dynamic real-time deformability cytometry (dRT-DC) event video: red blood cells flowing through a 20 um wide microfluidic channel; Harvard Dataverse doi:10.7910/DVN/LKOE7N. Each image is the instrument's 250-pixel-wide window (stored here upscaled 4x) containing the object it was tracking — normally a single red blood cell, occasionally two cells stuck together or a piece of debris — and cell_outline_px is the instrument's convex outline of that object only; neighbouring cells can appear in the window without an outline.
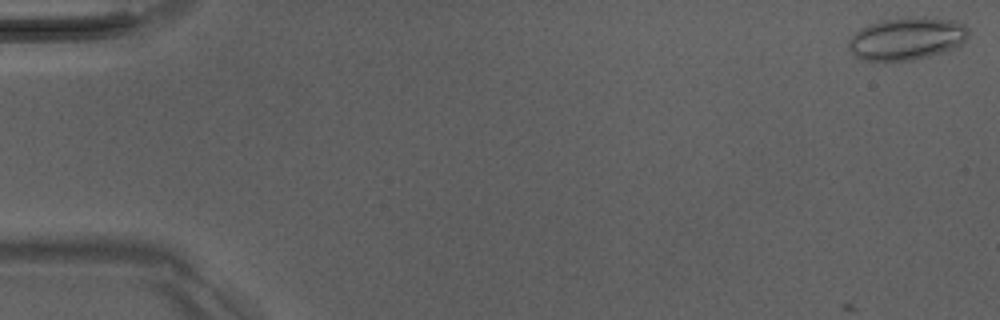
{"species": "Egyptian fruit bat (a non-hibernating species)", "species_latin": "Rousettus aegyptiacus", "temperature_condition": "room temperature", "stored_images_in_passage": 6, "camera_frame_rate_fps": 3000, "um_per_image_px": 0.085, "animal": {"sex": "male"}, "frame": {"image": 1, "passage_image": 1, "time_ms": 0.0, "image_size_px": [1000, 320], "cell_outline_px": [[968, 36], [960, 44], [952, 48], [928, 56], [912, 60], [864, 60], [856, 56], [848, 48], [848, 44], [852, 36], [856, 32], [872, 24], [884, 20], [924, 16], [948, 20], [964, 24], [968, 28]], "centroid_in_image_um": [77.09, 3.28], "position_along_channel_um": 7.9, "area_um2": 28.96}}